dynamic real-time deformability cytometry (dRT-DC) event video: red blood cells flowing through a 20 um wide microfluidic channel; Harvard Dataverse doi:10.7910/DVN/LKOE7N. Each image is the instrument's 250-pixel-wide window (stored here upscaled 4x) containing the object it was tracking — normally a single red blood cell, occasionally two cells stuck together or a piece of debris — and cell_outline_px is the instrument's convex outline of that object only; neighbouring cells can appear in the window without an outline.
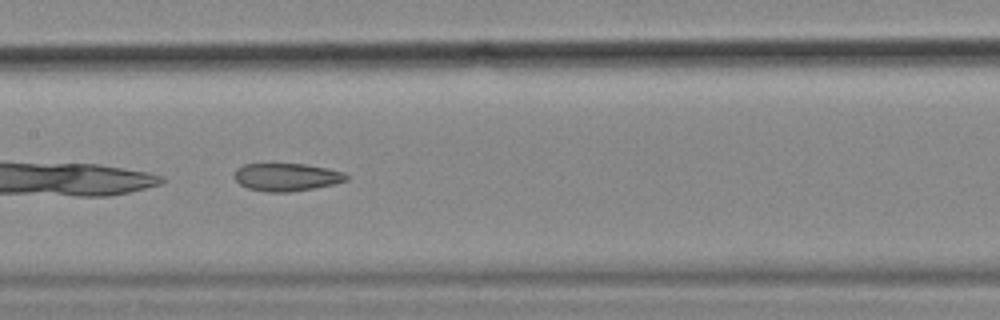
{"species": "common noctule bat (a hibernating species)", "species_latin": "Nyctalus noctula", "temperature_condition": "cold", "stored_images_in_passage": 33, "camera_frame_rate_fps": 3000, "um_per_image_px": 0.085, "animal": {"sex": "female", "body_mass_g": 18.4}, "frame": {"image": 1, "passage_image": 10, "time_ms": 3.0, "image_size_px": [1000, 320], "cell_outline_px": [[348, 180], [332, 184], [312, 188], [288, 192], [268, 192], [248, 188], [240, 184], [236, 180], [236, 168], [244, 164], [304, 164], [328, 168], [344, 172], [348, 176]], "centroid_in_image_um": [24.37, 15.04], "position_along_channel_um": 183.0, "area_um2": 17.92}}